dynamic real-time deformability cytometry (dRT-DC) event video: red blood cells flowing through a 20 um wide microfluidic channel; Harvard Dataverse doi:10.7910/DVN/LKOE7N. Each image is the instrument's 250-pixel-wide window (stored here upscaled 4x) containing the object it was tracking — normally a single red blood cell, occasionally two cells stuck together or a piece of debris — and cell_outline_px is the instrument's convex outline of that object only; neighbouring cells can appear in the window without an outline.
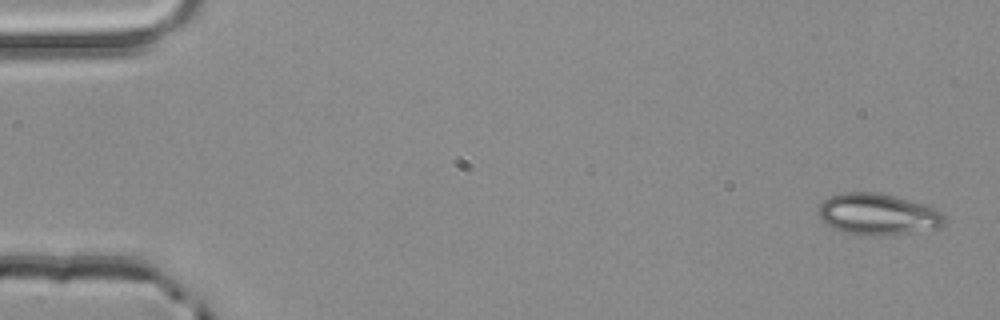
{"species": "common noctule bat (a hibernating species)", "species_latin": "Nyctalus noctula", "temperature_condition": "room temperature", "stored_images_in_passage": 3, "camera_frame_rate_fps": 3000, "um_per_image_px": 0.085, "animal": {"sex": "male", "body_mass_g": 20.4}, "frame": {"image": 1, "passage_image": 1, "time_ms": 0.0, "image_size_px": [1000, 320], "cell_outline_px": [[944, 224], [940, 228], [908, 232], [848, 232], [836, 228], [828, 224], [816, 212], [820, 204], [828, 196], [844, 192], [876, 192], [896, 196], [924, 204], [936, 208], [944, 216]], "centroid_in_image_um": [74.63, 18.13], "position_along_channel_um": 10.4, "area_um2": 29.19}}